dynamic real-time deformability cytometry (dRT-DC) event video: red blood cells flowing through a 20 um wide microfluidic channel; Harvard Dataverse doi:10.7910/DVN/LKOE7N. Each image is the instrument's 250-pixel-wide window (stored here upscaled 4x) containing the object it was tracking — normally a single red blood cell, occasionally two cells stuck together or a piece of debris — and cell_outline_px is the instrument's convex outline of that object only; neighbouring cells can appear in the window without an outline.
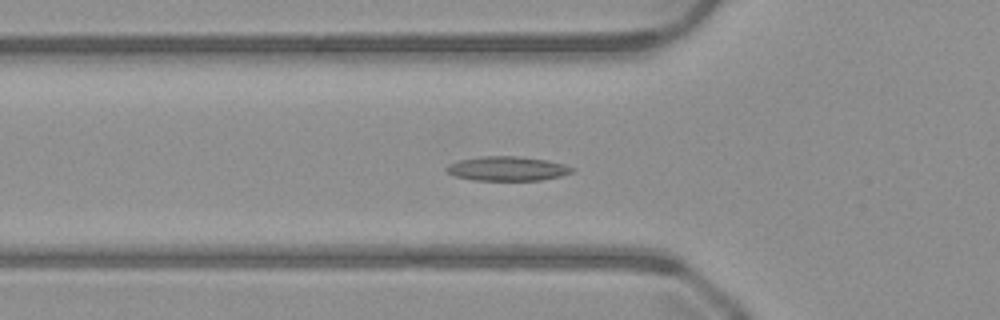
{"species": "common noctule bat (a hibernating species)", "species_latin": "Nyctalus noctula", "temperature_condition": "warm", "stored_images_in_passage": 50, "camera_frame_rate_fps": 3000, "um_per_image_px": 0.085, "animal": {"sex": "male", "body_mass_g": 23.1, "forearm_length_mm": 52.7}, "frame": {"image": 1, "passage_image": 17, "time_ms": 5.333, "image_size_px": [1000, 320], "cell_outline_px": [[576, 168], [572, 172], [560, 176], [540, 180], [472, 180], [456, 176], [448, 172], [444, 168], [448, 164], [460, 160], [480, 156], [516, 156], [548, 160], [564, 164]], "centroid_in_image_um": [43.12, 14.33], "position_along_channel_um": 82.7, "area_um2": 17.8}}
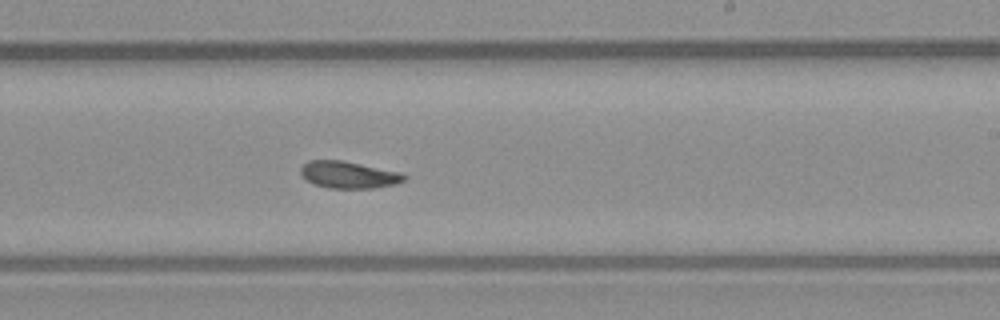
{"frame": {"image": 2, "passage_image": 30, "time_ms": 9.667, "image_size_px": [1000, 320], "cell_outline_px": [[408, 176], [404, 180], [396, 184], [372, 188], [328, 188], [312, 184], [300, 172], [300, 168], [308, 160], [344, 160], [404, 172]], "centroid_in_image_um": [29.68, 14.84], "position_along_channel_um": 259.3, "area_um2": 16.53}}
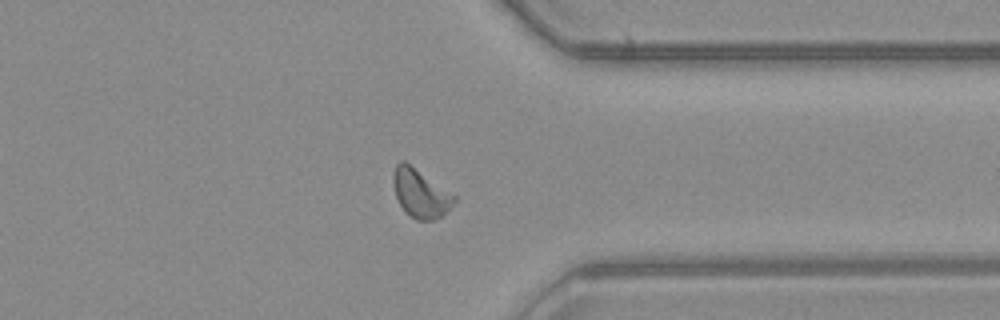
{"frame": {"image": 3, "passage_image": 39, "time_ms": 12.667, "image_size_px": [1000, 320], "cell_outline_px": [[456, 200], [440, 216], [432, 220], [416, 220], [400, 204], [396, 196], [392, 180], [392, 172], [396, 164], [400, 160], [404, 160], [456, 196]], "centroid_in_image_um": [35.7, 16.39], "position_along_channel_um": 375.7, "area_um2": 16.76}}